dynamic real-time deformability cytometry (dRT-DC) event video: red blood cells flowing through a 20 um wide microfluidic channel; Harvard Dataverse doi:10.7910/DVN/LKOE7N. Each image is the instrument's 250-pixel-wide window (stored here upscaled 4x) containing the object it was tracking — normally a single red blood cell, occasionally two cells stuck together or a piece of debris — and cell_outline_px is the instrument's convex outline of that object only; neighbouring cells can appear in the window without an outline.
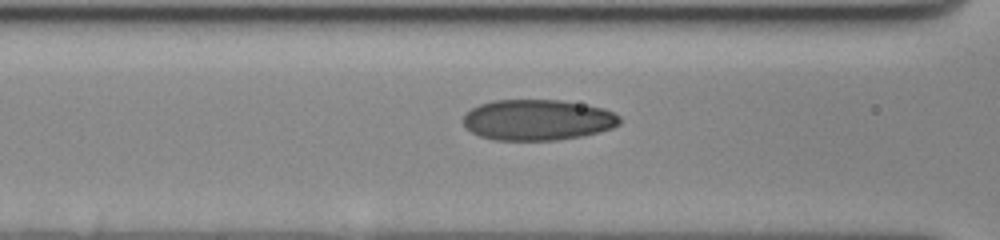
{"species": "human", "species_latin": "Homo sapiens", "temperature_condition": "cold", "stored_images_in_passage": 49, "camera_frame_rate_fps": 3000, "um_per_image_px": 0.085, "donor": {"sex": "female"}, "frame": {"image": 1, "passage_image": 22, "time_ms": 7.0, "image_size_px": [1000, 240], "cell_outline_px": [[620, 124], [612, 128], [580, 136], [556, 140], [496, 140], [480, 136], [464, 128], [464, 112], [480, 104], [492, 100], [560, 100], [604, 108], [620, 116]], "centroid_in_image_um": [45.66, 10.19], "position_along_channel_um": 120.9, "area_um2": 37.17}}
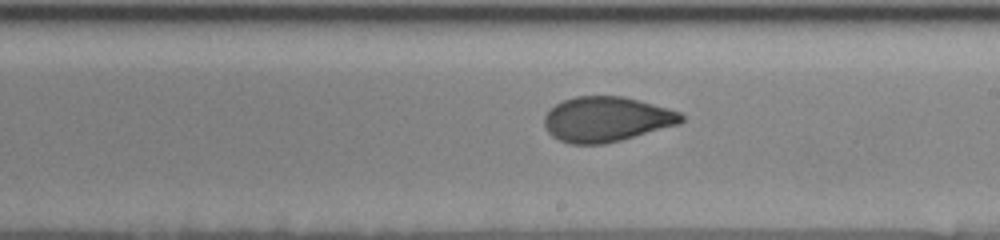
{"frame": {"image": 2, "passage_image": 32, "time_ms": 10.333, "image_size_px": [1000, 240], "cell_outline_px": [[684, 120], [680, 124], [620, 140], [604, 144], [572, 144], [560, 140], [552, 136], [548, 132], [544, 124], [544, 116], [556, 104], [564, 100], [576, 96], [624, 96], [668, 108], [680, 112], [684, 116]], "centroid_in_image_um": [51.56, 10.13], "position_along_channel_um": 237.4, "area_um2": 35.84}}
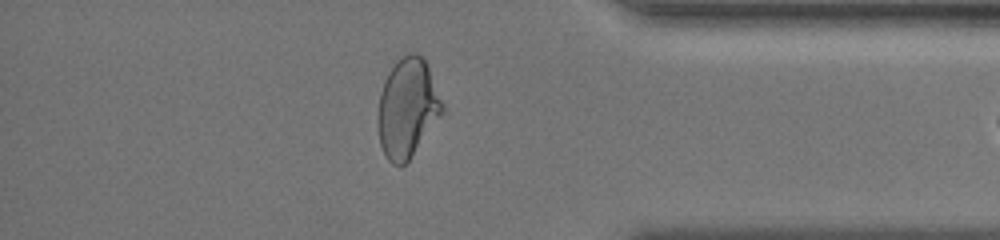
{"frame": {"image": 3, "passage_image": 47, "time_ms": 15.333, "image_size_px": [1000, 240], "cell_outline_px": [[444, 112], [408, 160], [404, 164], [392, 164], [388, 160], [380, 144], [376, 120], [380, 92], [384, 80], [388, 72], [408, 52], [416, 52], [424, 56], [444, 104]], "centroid_in_image_um": [34.63, 9.15], "position_along_channel_um": 400.6, "area_um2": 37.17}}